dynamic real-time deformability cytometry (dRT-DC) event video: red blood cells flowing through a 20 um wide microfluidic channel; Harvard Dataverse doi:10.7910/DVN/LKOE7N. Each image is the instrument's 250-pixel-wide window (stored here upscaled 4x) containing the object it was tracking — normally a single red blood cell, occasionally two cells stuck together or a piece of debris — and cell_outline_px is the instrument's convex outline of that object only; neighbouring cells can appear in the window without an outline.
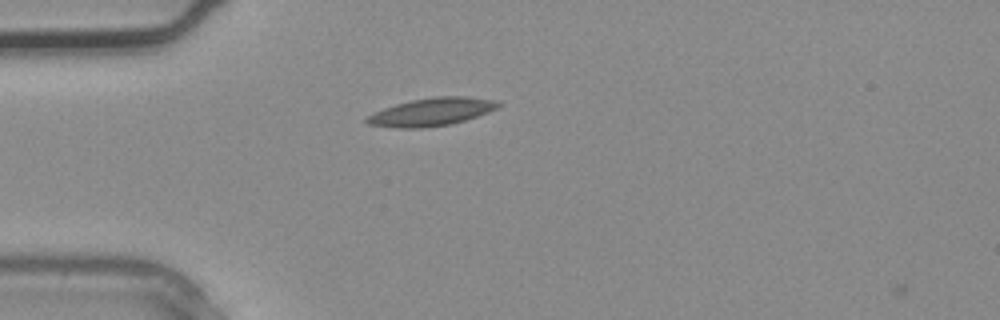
{"species": "common noctule bat (a hibernating species)", "species_latin": "Nyctalus noctula", "temperature_condition": "warm", "stored_images_in_passage": 2, "camera_frame_rate_fps": 3000, "um_per_image_px": 0.085, "animal": {"sex": "male", "body_mass_g": 20.4}, "frame": {"image": 1, "passage_image": 2, "time_ms": 0.333, "image_size_px": [1000, 320], "cell_outline_px": [[504, 104], [488, 112], [452, 124], [424, 128], [396, 128], [368, 124], [364, 120], [372, 112], [396, 104], [412, 100], [436, 96], [464, 96], [500, 100]], "centroid_in_image_um": [36.71, 9.51], "position_along_channel_um": 48.3, "area_um2": 21.5}}